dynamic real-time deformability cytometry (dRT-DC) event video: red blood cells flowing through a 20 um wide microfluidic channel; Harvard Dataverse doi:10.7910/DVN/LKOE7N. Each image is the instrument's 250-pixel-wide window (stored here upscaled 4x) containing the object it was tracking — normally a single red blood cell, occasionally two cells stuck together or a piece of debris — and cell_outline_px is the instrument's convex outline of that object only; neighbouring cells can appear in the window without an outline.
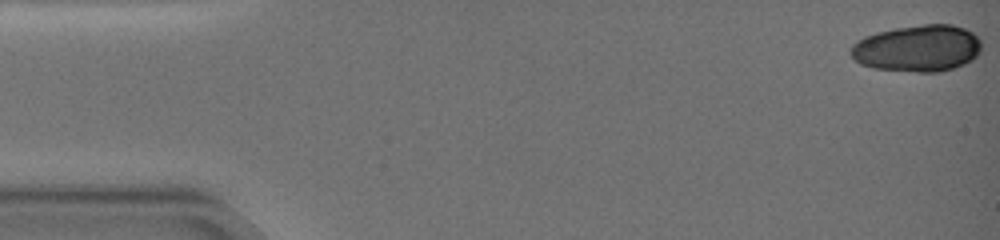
{"species": "common noctule bat (a hibernating species)", "species_latin": "Nyctalus noctula", "temperature_condition": "warm", "stored_images_in_passage": 13, "camera_frame_rate_fps": 3000, "um_per_image_px": 0.085, "animal": {"sex": "female", "body_mass_g": 19.0, "forearm_length_mm": 51.5}, "frame": {"image": 1, "passage_image": 1, "time_ms": 0.0, "image_size_px": [1000, 240], "cell_outline_px": [[980, 52], [972, 60], [964, 64], [940, 72], [920, 72], [872, 68], [860, 64], [848, 52], [852, 44], [856, 40], [864, 36], [876, 32], [896, 28], [924, 24], [952, 24], [964, 28], [972, 32], [980, 40]], "centroid_in_image_um": [77.96, 4.1], "position_along_channel_um": 7.0, "area_um2": 35.78}}